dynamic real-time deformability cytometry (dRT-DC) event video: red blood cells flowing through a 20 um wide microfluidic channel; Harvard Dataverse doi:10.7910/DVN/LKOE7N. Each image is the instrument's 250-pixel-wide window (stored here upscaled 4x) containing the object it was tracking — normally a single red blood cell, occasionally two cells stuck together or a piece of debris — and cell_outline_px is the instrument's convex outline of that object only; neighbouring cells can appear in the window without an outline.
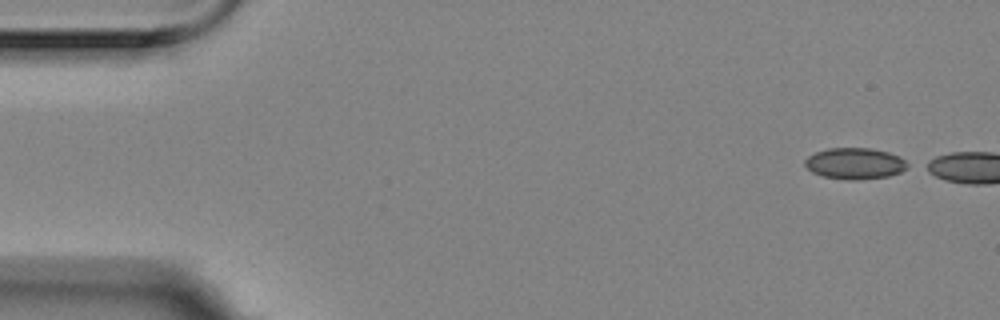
{"species": "Egyptian fruit bat (a non-hibernating species)", "species_latin": "Rousettus aegyptiacus", "temperature_condition": "room temperature", "stored_images_in_passage": 3, "camera_frame_rate_fps": 3000, "um_per_image_px": 0.085, "animal": {"sex": "female"}, "frame": {"image": 1, "passage_image": 1, "time_ms": 0.0, "image_size_px": [1000, 320], "cell_outline_px": [[912, 164], [908, 168], [900, 172], [888, 176], [860, 180], [848, 180], [824, 176], [812, 172], [804, 164], [804, 160], [808, 156], [816, 152], [828, 148], [872, 148], [888, 152], [900, 156]], "centroid_in_image_um": [72.72, 13.89], "position_along_channel_um": 12.3, "area_um2": 18.9}}